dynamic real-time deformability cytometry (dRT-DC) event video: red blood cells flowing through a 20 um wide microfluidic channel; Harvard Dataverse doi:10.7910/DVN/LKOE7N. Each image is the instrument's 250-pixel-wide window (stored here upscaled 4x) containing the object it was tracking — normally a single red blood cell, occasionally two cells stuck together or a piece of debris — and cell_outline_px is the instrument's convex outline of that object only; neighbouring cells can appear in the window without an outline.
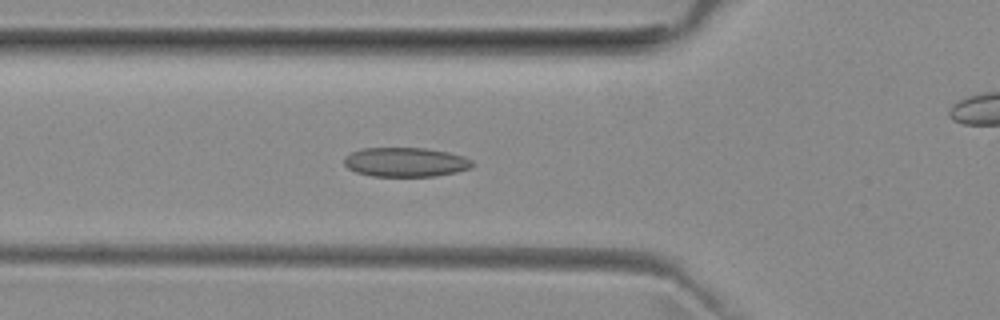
{"species": "common noctule bat (a hibernating species)", "species_latin": "Nyctalus noctula", "temperature_condition": "room temperature", "stored_images_in_passage": 39, "camera_frame_rate_fps": 3000, "um_per_image_px": 0.085, "animal": {"sex": "female", "body_mass_g": 29.2, "forearm_length_mm": 56.3}, "frame": {"image": 1, "passage_image": 18, "time_ms": 5.667, "image_size_px": [1000, 320], "cell_outline_px": [[472, 168], [456, 172], [436, 176], [372, 176], [356, 172], [348, 168], [344, 164], [344, 156], [352, 152], [364, 148], [424, 148], [448, 152], [464, 156], [472, 160]], "centroid_in_image_um": [34.47, 13.78], "position_along_channel_um": 91.3, "area_um2": 21.91}}
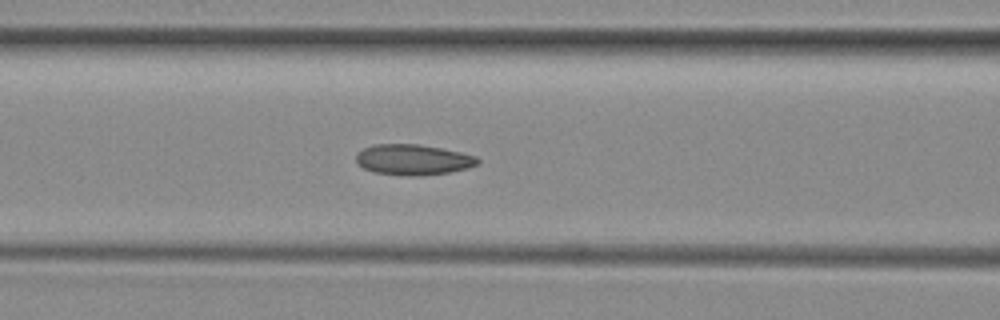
{"frame": {"image": 2, "passage_image": 21, "time_ms": 6.667, "image_size_px": [1000, 320], "cell_outline_px": [[480, 164], [468, 168], [448, 172], [416, 176], [408, 176], [372, 172], [356, 164], [356, 152], [372, 144], [420, 144], [460, 152], [476, 156], [480, 160]], "centroid_in_image_um": [35.09, 13.57], "position_along_channel_um": 131.5, "area_um2": 21.85}}